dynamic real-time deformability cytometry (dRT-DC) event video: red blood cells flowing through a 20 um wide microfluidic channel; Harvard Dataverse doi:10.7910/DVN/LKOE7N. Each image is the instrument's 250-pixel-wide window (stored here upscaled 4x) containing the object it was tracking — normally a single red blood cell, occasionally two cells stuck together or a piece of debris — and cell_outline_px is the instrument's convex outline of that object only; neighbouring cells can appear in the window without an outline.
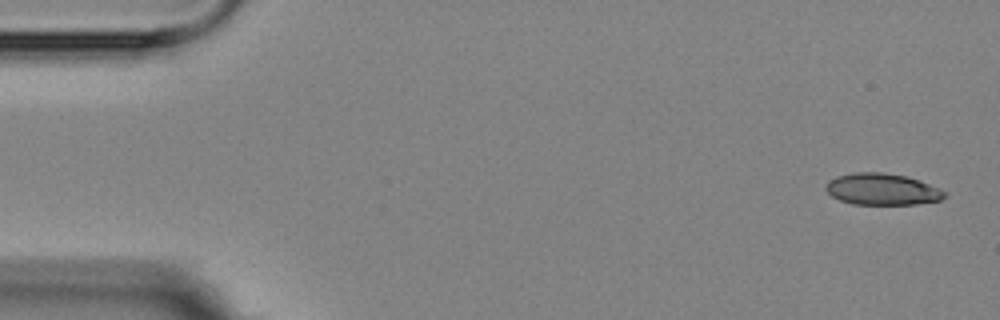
{"species": "Egyptian fruit bat (a non-hibernating species)", "species_latin": "Rousettus aegyptiacus", "temperature_condition": "room temperature", "stored_images_in_passage": 5, "camera_frame_rate_fps": 3000, "um_per_image_px": 0.085, "animal": {"sex": "female"}, "frame": {"image": 1, "passage_image": 1, "time_ms": 0.0, "image_size_px": [1000, 320], "cell_outline_px": [[948, 196], [940, 200], [916, 204], [852, 204], [840, 200], [832, 196], [824, 188], [828, 180], [836, 176], [852, 172], [884, 172], [904, 176], [928, 184], [948, 192]], "centroid_in_image_um": [74.96, 16.08], "position_along_channel_um": 10.0, "area_um2": 21.85}}
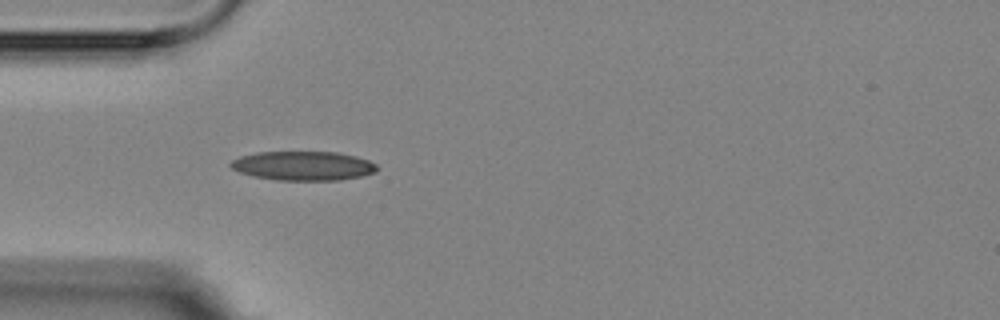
{"frame": {"image": 2, "passage_image": 5, "time_ms": 4.667, "image_size_px": [1000, 320], "cell_outline_px": [[376, 172], [360, 176], [340, 180], [276, 180], [252, 176], [240, 172], [232, 168], [228, 164], [232, 160], [240, 156], [256, 152], [336, 152], [356, 156], [368, 160], [376, 164]], "centroid_in_image_um": [25.74, 14.09], "position_along_channel_um": 59.3, "area_um2": 24.85}}